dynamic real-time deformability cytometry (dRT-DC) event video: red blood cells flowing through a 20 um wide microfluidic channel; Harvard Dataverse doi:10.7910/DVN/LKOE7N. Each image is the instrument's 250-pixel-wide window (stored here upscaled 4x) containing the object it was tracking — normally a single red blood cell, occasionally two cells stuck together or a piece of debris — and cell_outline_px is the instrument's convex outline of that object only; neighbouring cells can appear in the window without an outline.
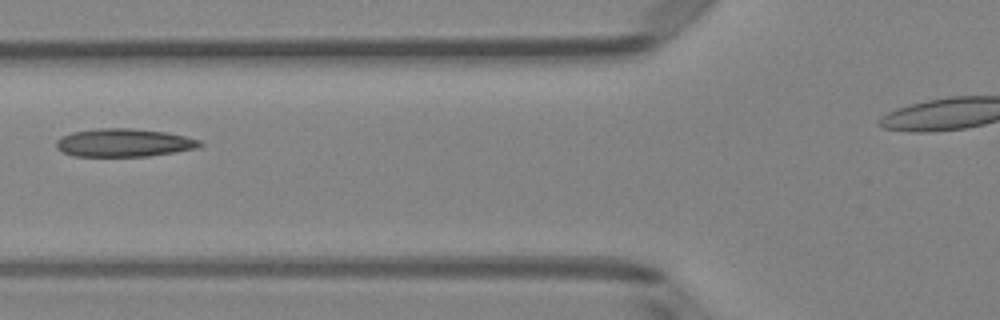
{"species": "Egyptian fruit bat (a non-hibernating species)", "species_latin": "Rousettus aegyptiacus", "temperature_condition": "room temperature", "stored_images_in_passage": 5, "camera_frame_rate_fps": 3000, "um_per_image_px": 0.085, "animal": {"sex": "female"}, "frame": {"image": 1, "passage_image": 5, "time_ms": 1.333, "image_size_px": [1000, 320], "cell_outline_px": [[204, 144], [200, 148], [148, 156], [72, 156], [60, 152], [56, 148], [56, 140], [60, 136], [72, 132], [96, 128], [132, 128], [168, 132], [200, 140]], "centroid_in_image_um": [10.51, 12.13], "position_along_channel_um": 115.3, "area_um2": 23.87}}